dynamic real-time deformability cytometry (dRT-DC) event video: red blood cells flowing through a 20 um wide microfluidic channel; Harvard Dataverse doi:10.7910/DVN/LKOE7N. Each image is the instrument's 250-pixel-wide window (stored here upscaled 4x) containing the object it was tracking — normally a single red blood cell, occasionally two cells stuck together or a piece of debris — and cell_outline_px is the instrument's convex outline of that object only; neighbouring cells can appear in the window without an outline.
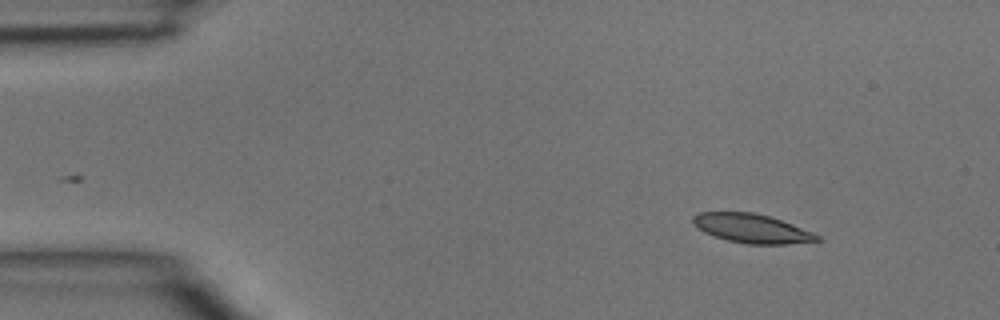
{"species": "common noctule bat (a hibernating species)", "species_latin": "Nyctalus noctula", "temperature_condition": "room temperature", "stored_images_in_passage": 3, "camera_frame_rate_fps": 3000, "um_per_image_px": 0.085, "animal": {"sex": "male", "body_mass_g": 15.6}, "frame": {"image": 1, "passage_image": 1, "time_ms": 0.0, "image_size_px": [1000, 320], "cell_outline_px": [[824, 240], [788, 244], [748, 244], [728, 240], [704, 232], [692, 224], [692, 216], [700, 212], [752, 212], [768, 216], [792, 224], [812, 232], [820, 236]], "centroid_in_image_um": [63.9, 19.42], "position_along_channel_um": 21.1, "area_um2": 20.87}}
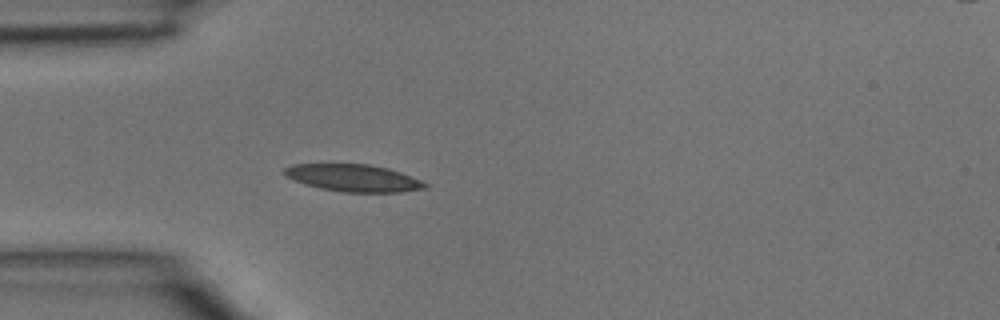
{"frame": {"image": 2, "passage_image": 3, "time_ms": 0.667, "image_size_px": [1000, 320], "cell_outline_px": [[428, 188], [400, 192], [344, 192], [320, 188], [304, 184], [284, 176], [284, 168], [292, 164], [368, 164], [388, 168], [400, 172], [420, 180], [428, 184]], "centroid_in_image_um": [30.03, 15.13], "position_along_channel_um": 55.0, "area_um2": 22.25}}